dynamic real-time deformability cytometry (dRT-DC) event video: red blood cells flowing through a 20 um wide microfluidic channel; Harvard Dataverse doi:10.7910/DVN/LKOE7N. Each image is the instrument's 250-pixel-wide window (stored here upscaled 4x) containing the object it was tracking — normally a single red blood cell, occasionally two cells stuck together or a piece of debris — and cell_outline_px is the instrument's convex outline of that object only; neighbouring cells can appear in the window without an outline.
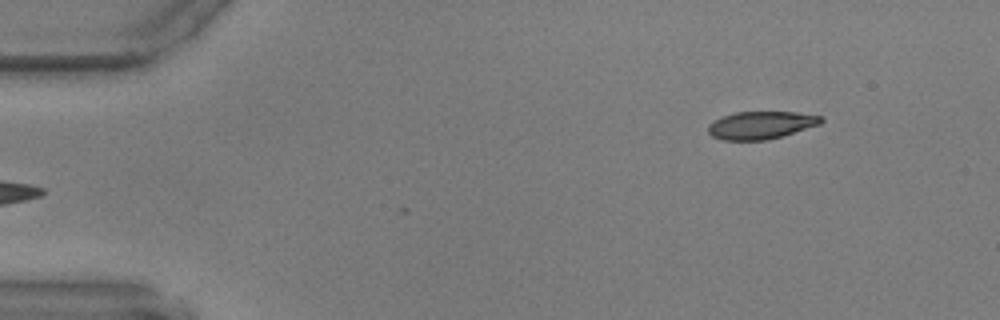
{"species": "common noctule bat (a hibernating species)", "species_latin": "Nyctalus noctula", "temperature_condition": "warm", "stored_images_in_passage": 4, "camera_frame_rate_fps": 3000, "um_per_image_px": 0.085, "animal": {"sex": "male", "body_mass_g": 17.9, "forearm_length_mm": 54.2}, "frame": {"image": 1, "passage_image": 1, "time_ms": 0.0, "image_size_px": [1000, 320], "cell_outline_px": [[824, 120], [820, 124], [784, 136], [764, 140], [724, 140], [712, 136], [708, 132], [708, 124], [724, 116], [736, 112], [796, 112], [824, 116]], "centroid_in_image_um": [64.72, 10.64], "position_along_channel_um": 20.3, "area_um2": 18.21}}